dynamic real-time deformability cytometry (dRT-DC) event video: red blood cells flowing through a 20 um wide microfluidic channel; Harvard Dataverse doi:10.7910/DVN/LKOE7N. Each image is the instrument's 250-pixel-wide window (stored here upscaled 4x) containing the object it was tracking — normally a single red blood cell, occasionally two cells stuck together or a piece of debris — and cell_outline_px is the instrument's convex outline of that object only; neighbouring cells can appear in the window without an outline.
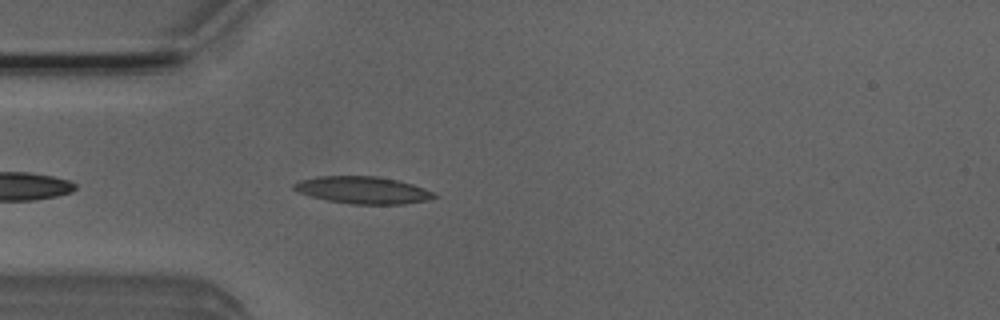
{"species": "Egyptian fruit bat (a non-hibernating species)", "species_latin": "Rousettus aegyptiacus", "temperature_condition": "room temperature", "stored_images_in_passage": 5, "camera_frame_rate_fps": 3000, "um_per_image_px": 0.085, "animal": {"sex": "male"}, "frame": {"image": 1, "passage_image": 5, "time_ms": 1.333, "image_size_px": [1000, 320], "cell_outline_px": [[440, 196], [428, 200], [404, 204], [352, 204], [328, 200], [296, 192], [292, 188], [292, 184], [300, 180], [316, 176], [376, 176], [396, 180], [412, 184], [424, 188]], "centroid_in_image_um": [30.83, 16.16], "position_along_channel_um": 54.2, "area_um2": 22.2}}